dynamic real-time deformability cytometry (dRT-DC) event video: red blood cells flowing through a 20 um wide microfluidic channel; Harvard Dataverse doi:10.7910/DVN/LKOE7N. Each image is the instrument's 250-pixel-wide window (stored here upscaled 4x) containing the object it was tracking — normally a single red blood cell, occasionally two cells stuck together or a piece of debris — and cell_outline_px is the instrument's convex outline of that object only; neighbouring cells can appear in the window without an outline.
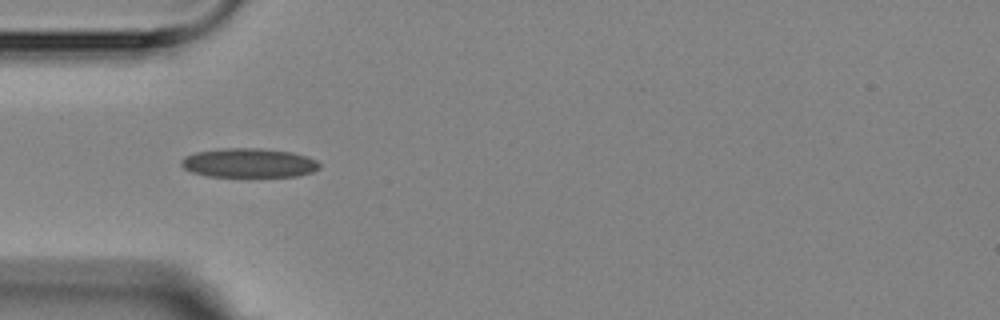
{"species": "Egyptian fruit bat (a non-hibernating species)", "species_latin": "Rousettus aegyptiacus", "temperature_condition": "room temperature", "stored_images_in_passage": 4, "camera_frame_rate_fps": 3000, "um_per_image_px": 0.085, "animal": {"sex": "female"}, "frame": {"image": 1, "passage_image": 4, "time_ms": 3.667, "image_size_px": [1000, 320], "cell_outline_px": [[320, 168], [312, 172], [296, 176], [208, 176], [192, 172], [184, 168], [180, 164], [180, 160], [184, 156], [196, 152], [220, 148], [260, 148], [292, 152], [308, 156], [316, 160], [320, 164]], "centroid_in_image_um": [21.15, 13.84], "position_along_channel_um": 63.9, "area_um2": 23.58}}